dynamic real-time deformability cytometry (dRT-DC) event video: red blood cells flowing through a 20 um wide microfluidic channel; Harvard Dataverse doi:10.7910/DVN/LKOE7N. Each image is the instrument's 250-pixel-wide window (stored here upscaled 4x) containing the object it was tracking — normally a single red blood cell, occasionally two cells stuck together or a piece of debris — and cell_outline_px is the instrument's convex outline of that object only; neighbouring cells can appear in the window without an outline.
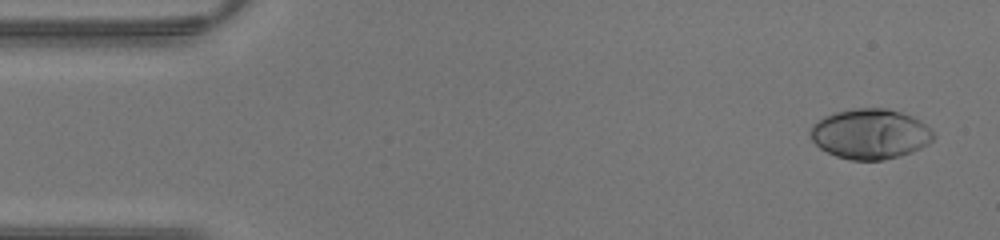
{"species": "human", "species_latin": "Homo sapiens", "temperature_condition": "warm", "stored_images_in_passage": 43, "camera_frame_rate_fps": 3000, "um_per_image_px": 0.085, "donor": {"sex": "male"}, "frame": {"image": 1, "passage_image": 2, "time_ms": 0.333, "image_size_px": [1000, 240], "cell_outline_px": [[936, 136], [928, 144], [912, 152], [900, 156], [884, 160], [852, 160], [836, 156], [820, 148], [812, 140], [808, 132], [812, 124], [824, 116], [836, 112], [856, 108], [884, 108], [900, 112], [912, 116], [920, 120]], "centroid_in_image_um": [73.95, 11.39], "position_along_channel_um": 11.1, "area_um2": 35.95}}
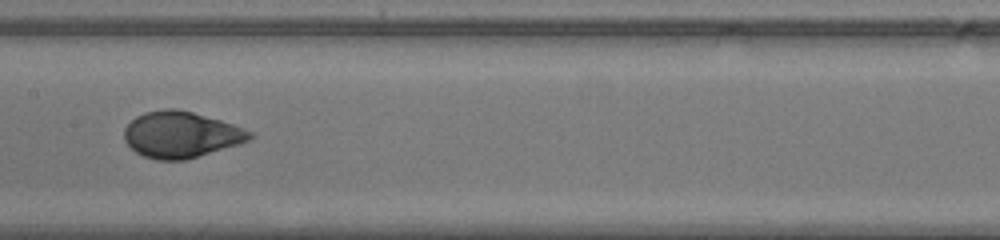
{"frame": {"image": 2, "passage_image": 21, "time_ms": 6.667, "image_size_px": [1000, 240], "cell_outline_px": [[256, 136], [240, 144], [184, 160], [156, 160], [144, 156], [136, 152], [124, 140], [124, 128], [136, 116], [144, 112], [164, 108], [176, 108], [192, 112], [220, 120], [232, 124], [252, 132]], "centroid_in_image_um": [15.37, 11.44], "position_along_channel_um": 192.0, "area_um2": 33.76}}
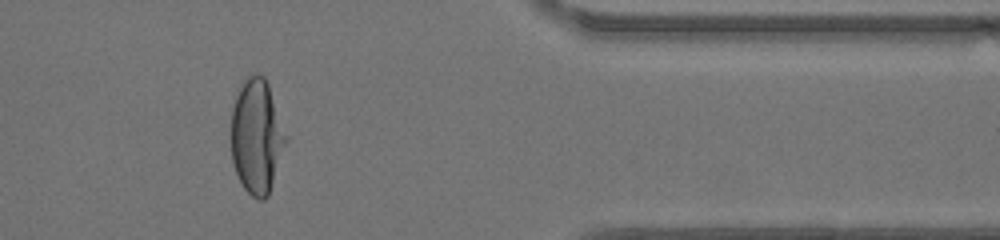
{"frame": {"image": 3, "passage_image": 35, "time_ms": 11.333, "image_size_px": [1000, 240], "cell_outline_px": [[288, 140], [268, 196], [264, 200], [260, 200], [252, 196], [244, 188], [236, 172], [232, 160], [232, 108], [236, 96], [244, 76], [252, 72], [256, 72], [264, 76], [268, 84], [288, 136]], "centroid_in_image_um": [21.84, 11.55], "position_along_channel_um": 389.6, "area_um2": 36.76}}